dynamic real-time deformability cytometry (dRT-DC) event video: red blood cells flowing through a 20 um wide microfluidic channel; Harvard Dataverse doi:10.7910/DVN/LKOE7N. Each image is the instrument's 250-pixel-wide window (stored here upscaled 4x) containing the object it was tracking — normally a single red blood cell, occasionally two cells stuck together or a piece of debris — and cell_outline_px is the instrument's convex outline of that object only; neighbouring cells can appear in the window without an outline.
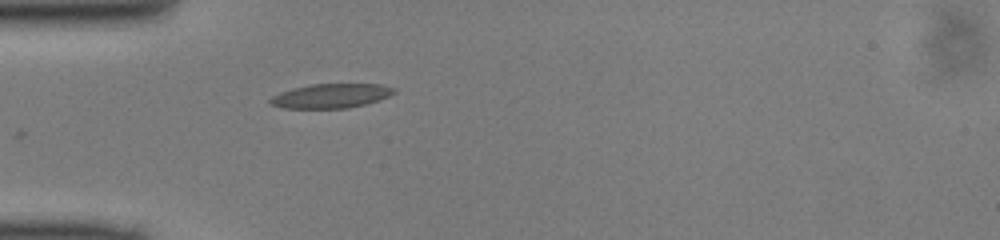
{"species": "common noctule bat (a hibernating species)", "species_latin": "Nyctalus noctula", "temperature_condition": "cold", "stored_images_in_passage": 4, "camera_frame_rate_fps": 3000, "um_per_image_px": 0.085, "animal": {"sex": "male", "body_mass_g": 13.0, "forearm_length_mm": 53.1}, "frame": {"image": 1, "passage_image": 1, "time_ms": 0.0, "image_size_px": [1000, 240], "cell_outline_px": [[396, 92], [380, 100], [348, 108], [280, 108], [268, 104], [268, 100], [272, 96], [280, 92], [292, 88], [312, 84], [380, 84], [396, 88]], "centroid_in_image_um": [28.1, 8.15], "position_along_channel_um": 56.9, "area_um2": 17.69}}
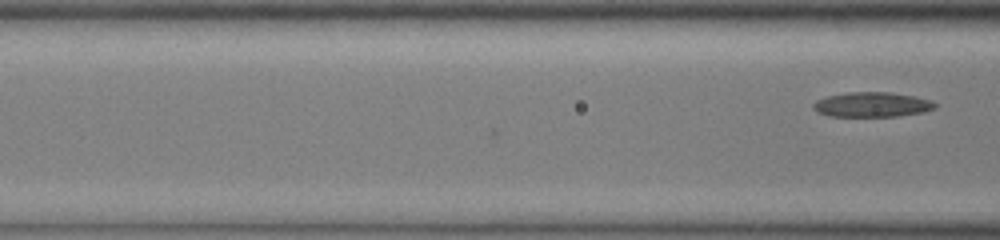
{"frame": {"image": 2, "passage_image": 4, "time_ms": 1.0, "image_size_px": [1000, 240], "cell_outline_px": [[936, 108], [920, 112], [896, 116], [828, 116], [812, 108], [812, 104], [816, 100], [828, 96], [848, 92], [888, 92], [916, 96], [932, 100], [936, 104]], "centroid_in_image_um": [74.12, 8.88], "position_along_channel_um": 92.5, "area_um2": 17.51}}